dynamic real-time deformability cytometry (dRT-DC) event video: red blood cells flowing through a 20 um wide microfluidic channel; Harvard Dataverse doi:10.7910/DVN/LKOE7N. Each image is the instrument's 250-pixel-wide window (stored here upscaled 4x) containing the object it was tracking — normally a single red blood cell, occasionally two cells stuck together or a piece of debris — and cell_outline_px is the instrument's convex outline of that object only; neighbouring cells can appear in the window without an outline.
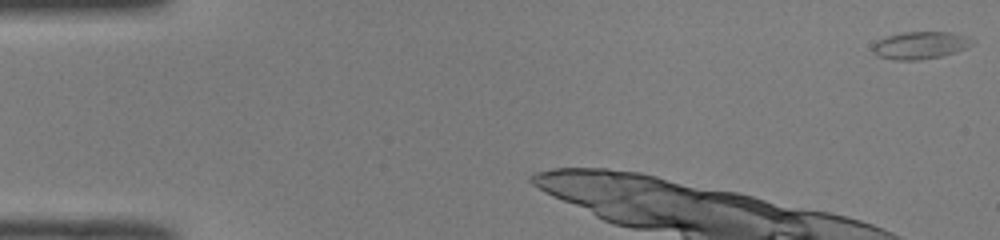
{"species": "common noctule bat (a hibernating species)", "species_latin": "Nyctalus noctula", "temperature_condition": "room temperature", "stored_images_in_passage": 8, "camera_frame_rate_fps": 3000, "um_per_image_px": 0.085, "animal": {"sex": "male", "body_mass_g": 19.0, "forearm_length_mm": 50.8}, "frame": {"image": 1, "passage_image": 1, "time_ms": 0.0, "image_size_px": [1000, 240], "cell_outline_px": [[976, 40], [968, 48], [956, 52], [940, 56], [916, 60], [892, 60], [876, 56], [872, 52], [872, 44], [876, 40], [888, 36], [904, 32], [952, 32]], "centroid_in_image_um": [78.19, 3.85], "position_along_channel_um": 6.8, "area_um2": 16.07}}